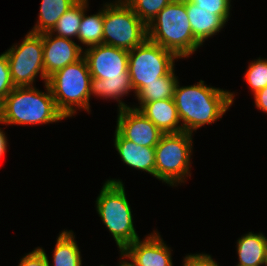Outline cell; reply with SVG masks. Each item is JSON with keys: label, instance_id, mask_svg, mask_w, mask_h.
<instances>
[{"label": "cell", "instance_id": "cb8c5ba5", "mask_svg": "<svg viewBox=\"0 0 267 266\" xmlns=\"http://www.w3.org/2000/svg\"><path fill=\"white\" fill-rule=\"evenodd\" d=\"M135 14L148 25L172 0H124Z\"/></svg>", "mask_w": 267, "mask_h": 266}, {"label": "cell", "instance_id": "e0dca14e", "mask_svg": "<svg viewBox=\"0 0 267 266\" xmlns=\"http://www.w3.org/2000/svg\"><path fill=\"white\" fill-rule=\"evenodd\" d=\"M236 246V266H266L267 237L262 232L250 231L242 235L238 238Z\"/></svg>", "mask_w": 267, "mask_h": 266}, {"label": "cell", "instance_id": "d4e9b609", "mask_svg": "<svg viewBox=\"0 0 267 266\" xmlns=\"http://www.w3.org/2000/svg\"><path fill=\"white\" fill-rule=\"evenodd\" d=\"M199 9L213 11V14L220 15L226 22L230 18L231 0H190Z\"/></svg>", "mask_w": 267, "mask_h": 266}, {"label": "cell", "instance_id": "ba28073f", "mask_svg": "<svg viewBox=\"0 0 267 266\" xmlns=\"http://www.w3.org/2000/svg\"><path fill=\"white\" fill-rule=\"evenodd\" d=\"M147 38V25L124 0L104 3L103 44L130 51Z\"/></svg>", "mask_w": 267, "mask_h": 266}, {"label": "cell", "instance_id": "7402d4cb", "mask_svg": "<svg viewBox=\"0 0 267 266\" xmlns=\"http://www.w3.org/2000/svg\"><path fill=\"white\" fill-rule=\"evenodd\" d=\"M87 5L89 0H78L58 19L51 33L63 38L77 39L83 10Z\"/></svg>", "mask_w": 267, "mask_h": 266}, {"label": "cell", "instance_id": "ac0fdd59", "mask_svg": "<svg viewBox=\"0 0 267 266\" xmlns=\"http://www.w3.org/2000/svg\"><path fill=\"white\" fill-rule=\"evenodd\" d=\"M175 74V67L166 75L157 81L145 85L135 96L138 104L133 105L135 109H140L145 103L158 101L162 99H173L178 76Z\"/></svg>", "mask_w": 267, "mask_h": 266}, {"label": "cell", "instance_id": "8fae6325", "mask_svg": "<svg viewBox=\"0 0 267 266\" xmlns=\"http://www.w3.org/2000/svg\"><path fill=\"white\" fill-rule=\"evenodd\" d=\"M116 130L127 140L143 147L154 148L163 133L138 109L117 110Z\"/></svg>", "mask_w": 267, "mask_h": 266}, {"label": "cell", "instance_id": "52a82bcc", "mask_svg": "<svg viewBox=\"0 0 267 266\" xmlns=\"http://www.w3.org/2000/svg\"><path fill=\"white\" fill-rule=\"evenodd\" d=\"M193 134L185 131L163 134L155 148V178L177 187L191 177Z\"/></svg>", "mask_w": 267, "mask_h": 266}, {"label": "cell", "instance_id": "4fadbf2b", "mask_svg": "<svg viewBox=\"0 0 267 266\" xmlns=\"http://www.w3.org/2000/svg\"><path fill=\"white\" fill-rule=\"evenodd\" d=\"M43 63L45 76L48 78L63 67L75 63L83 57L80 44L69 38L42 33Z\"/></svg>", "mask_w": 267, "mask_h": 266}, {"label": "cell", "instance_id": "83f0119b", "mask_svg": "<svg viewBox=\"0 0 267 266\" xmlns=\"http://www.w3.org/2000/svg\"><path fill=\"white\" fill-rule=\"evenodd\" d=\"M182 266H220L210 254L194 253L187 254L183 261Z\"/></svg>", "mask_w": 267, "mask_h": 266}, {"label": "cell", "instance_id": "9c48e42d", "mask_svg": "<svg viewBox=\"0 0 267 266\" xmlns=\"http://www.w3.org/2000/svg\"><path fill=\"white\" fill-rule=\"evenodd\" d=\"M179 58L148 38L129 51L128 73L134 95L145 85L166 76Z\"/></svg>", "mask_w": 267, "mask_h": 266}, {"label": "cell", "instance_id": "5bb4252c", "mask_svg": "<svg viewBox=\"0 0 267 266\" xmlns=\"http://www.w3.org/2000/svg\"><path fill=\"white\" fill-rule=\"evenodd\" d=\"M114 138L115 149L125 165L155 177V148L137 145L125 139L116 129Z\"/></svg>", "mask_w": 267, "mask_h": 266}, {"label": "cell", "instance_id": "f1b7e54d", "mask_svg": "<svg viewBox=\"0 0 267 266\" xmlns=\"http://www.w3.org/2000/svg\"><path fill=\"white\" fill-rule=\"evenodd\" d=\"M253 96L256 108L267 114V86Z\"/></svg>", "mask_w": 267, "mask_h": 266}, {"label": "cell", "instance_id": "4dcf8cb0", "mask_svg": "<svg viewBox=\"0 0 267 266\" xmlns=\"http://www.w3.org/2000/svg\"><path fill=\"white\" fill-rule=\"evenodd\" d=\"M119 253L120 258L118 266H136L123 251H119Z\"/></svg>", "mask_w": 267, "mask_h": 266}, {"label": "cell", "instance_id": "7a4b0ae2", "mask_svg": "<svg viewBox=\"0 0 267 266\" xmlns=\"http://www.w3.org/2000/svg\"><path fill=\"white\" fill-rule=\"evenodd\" d=\"M235 92L208 86L203 80L197 84L181 86L179 80L174 91V102L182 131L193 134L203 126L222 119L235 100Z\"/></svg>", "mask_w": 267, "mask_h": 266}, {"label": "cell", "instance_id": "7c38bea8", "mask_svg": "<svg viewBox=\"0 0 267 266\" xmlns=\"http://www.w3.org/2000/svg\"><path fill=\"white\" fill-rule=\"evenodd\" d=\"M136 266H174L172 249L160 233L153 230L144 239H137L122 250Z\"/></svg>", "mask_w": 267, "mask_h": 266}, {"label": "cell", "instance_id": "484cf974", "mask_svg": "<svg viewBox=\"0 0 267 266\" xmlns=\"http://www.w3.org/2000/svg\"><path fill=\"white\" fill-rule=\"evenodd\" d=\"M15 88L5 52L0 54V103Z\"/></svg>", "mask_w": 267, "mask_h": 266}, {"label": "cell", "instance_id": "2e32d148", "mask_svg": "<svg viewBox=\"0 0 267 266\" xmlns=\"http://www.w3.org/2000/svg\"><path fill=\"white\" fill-rule=\"evenodd\" d=\"M186 11L194 38L203 45L208 38L219 34L227 22L213 11L199 9L193 2L186 0Z\"/></svg>", "mask_w": 267, "mask_h": 266}, {"label": "cell", "instance_id": "3957f363", "mask_svg": "<svg viewBox=\"0 0 267 266\" xmlns=\"http://www.w3.org/2000/svg\"><path fill=\"white\" fill-rule=\"evenodd\" d=\"M41 91L35 86L15 87L0 103L1 125L53 124L66 119L57 109L47 83Z\"/></svg>", "mask_w": 267, "mask_h": 266}, {"label": "cell", "instance_id": "8992f818", "mask_svg": "<svg viewBox=\"0 0 267 266\" xmlns=\"http://www.w3.org/2000/svg\"><path fill=\"white\" fill-rule=\"evenodd\" d=\"M91 74L84 57L48 77L47 85L59 112L67 119L90 109Z\"/></svg>", "mask_w": 267, "mask_h": 266}, {"label": "cell", "instance_id": "9a60e30c", "mask_svg": "<svg viewBox=\"0 0 267 266\" xmlns=\"http://www.w3.org/2000/svg\"><path fill=\"white\" fill-rule=\"evenodd\" d=\"M139 111L163 134L182 132L174 99H162L145 103Z\"/></svg>", "mask_w": 267, "mask_h": 266}, {"label": "cell", "instance_id": "6da1fadb", "mask_svg": "<svg viewBox=\"0 0 267 266\" xmlns=\"http://www.w3.org/2000/svg\"><path fill=\"white\" fill-rule=\"evenodd\" d=\"M91 74V95L105 100H116L118 110L131 107L121 99L132 89L128 73L129 51L100 44L83 50Z\"/></svg>", "mask_w": 267, "mask_h": 266}, {"label": "cell", "instance_id": "d6986e66", "mask_svg": "<svg viewBox=\"0 0 267 266\" xmlns=\"http://www.w3.org/2000/svg\"><path fill=\"white\" fill-rule=\"evenodd\" d=\"M53 250V263L49 266H82V256L72 230L59 232Z\"/></svg>", "mask_w": 267, "mask_h": 266}, {"label": "cell", "instance_id": "ffe728a7", "mask_svg": "<svg viewBox=\"0 0 267 266\" xmlns=\"http://www.w3.org/2000/svg\"><path fill=\"white\" fill-rule=\"evenodd\" d=\"M78 0H41L38 20L30 30L32 33L42 34L51 32L58 19L70 9Z\"/></svg>", "mask_w": 267, "mask_h": 266}, {"label": "cell", "instance_id": "277c9868", "mask_svg": "<svg viewBox=\"0 0 267 266\" xmlns=\"http://www.w3.org/2000/svg\"><path fill=\"white\" fill-rule=\"evenodd\" d=\"M148 39L172 51L179 59L189 58L203 47L195 38L186 11V0H172L147 25Z\"/></svg>", "mask_w": 267, "mask_h": 266}, {"label": "cell", "instance_id": "4316f807", "mask_svg": "<svg viewBox=\"0 0 267 266\" xmlns=\"http://www.w3.org/2000/svg\"><path fill=\"white\" fill-rule=\"evenodd\" d=\"M19 262L18 266H49L46 251L39 246L25 254Z\"/></svg>", "mask_w": 267, "mask_h": 266}, {"label": "cell", "instance_id": "30bf717a", "mask_svg": "<svg viewBox=\"0 0 267 266\" xmlns=\"http://www.w3.org/2000/svg\"><path fill=\"white\" fill-rule=\"evenodd\" d=\"M15 87L34 86L36 78L47 83L43 63L42 34L27 32L22 42L5 51Z\"/></svg>", "mask_w": 267, "mask_h": 266}, {"label": "cell", "instance_id": "44dd1931", "mask_svg": "<svg viewBox=\"0 0 267 266\" xmlns=\"http://www.w3.org/2000/svg\"><path fill=\"white\" fill-rule=\"evenodd\" d=\"M89 5L83 10L77 40L87 48L103 44L104 4L96 14L87 15Z\"/></svg>", "mask_w": 267, "mask_h": 266}, {"label": "cell", "instance_id": "5b68a950", "mask_svg": "<svg viewBox=\"0 0 267 266\" xmlns=\"http://www.w3.org/2000/svg\"><path fill=\"white\" fill-rule=\"evenodd\" d=\"M127 199L123 181L110 178L104 182L95 201L100 220L113 236L119 251L140 239Z\"/></svg>", "mask_w": 267, "mask_h": 266}, {"label": "cell", "instance_id": "603a6c76", "mask_svg": "<svg viewBox=\"0 0 267 266\" xmlns=\"http://www.w3.org/2000/svg\"><path fill=\"white\" fill-rule=\"evenodd\" d=\"M244 78L254 95L267 86V58L255 59L250 62Z\"/></svg>", "mask_w": 267, "mask_h": 266}, {"label": "cell", "instance_id": "f546056e", "mask_svg": "<svg viewBox=\"0 0 267 266\" xmlns=\"http://www.w3.org/2000/svg\"><path fill=\"white\" fill-rule=\"evenodd\" d=\"M8 144V138L3 128L0 127V160H2L3 156H5V153H7Z\"/></svg>", "mask_w": 267, "mask_h": 266}]
</instances>
